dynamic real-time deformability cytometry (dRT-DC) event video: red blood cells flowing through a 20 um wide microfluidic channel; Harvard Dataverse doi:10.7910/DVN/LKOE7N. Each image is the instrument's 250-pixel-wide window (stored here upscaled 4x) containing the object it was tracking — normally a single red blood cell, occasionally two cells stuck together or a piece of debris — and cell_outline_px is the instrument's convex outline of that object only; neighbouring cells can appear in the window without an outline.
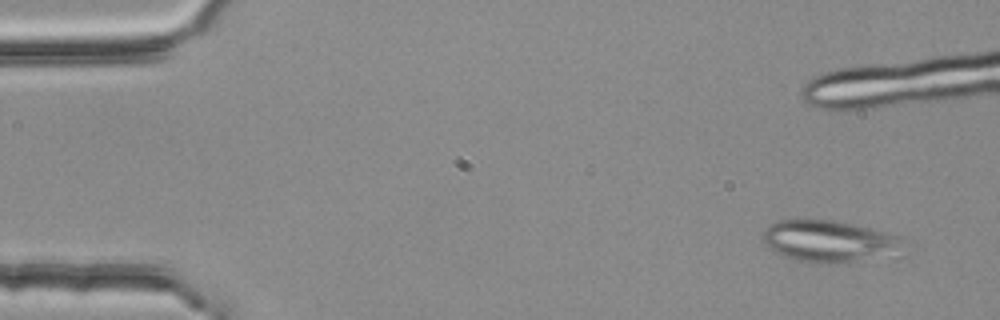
{"species": "common noctule bat (a hibernating species)", "species_latin": "Nyctalus noctula", "temperature_condition": "room temperature", "stored_images_in_passage": 4, "camera_frame_rate_fps": 3000, "um_per_image_px": 0.085, "animal": {"sex": "female", "body_mass_g": 25.1}, "frame": {"image": 1, "passage_image": 1, "time_ms": 0.0, "image_size_px": [1000, 320], "cell_outline_px": [[896, 240], [888, 244], [852, 260], [832, 264], [828, 264], [796, 260], [784, 256], [768, 248], [760, 240], [760, 236], [764, 228], [768, 224], [780, 220], [804, 216], [836, 220], [856, 224], [888, 232], [896, 236]], "centroid_in_image_um": [69.93, 20.36], "position_along_channel_um": 15.1, "area_um2": 32.19}}